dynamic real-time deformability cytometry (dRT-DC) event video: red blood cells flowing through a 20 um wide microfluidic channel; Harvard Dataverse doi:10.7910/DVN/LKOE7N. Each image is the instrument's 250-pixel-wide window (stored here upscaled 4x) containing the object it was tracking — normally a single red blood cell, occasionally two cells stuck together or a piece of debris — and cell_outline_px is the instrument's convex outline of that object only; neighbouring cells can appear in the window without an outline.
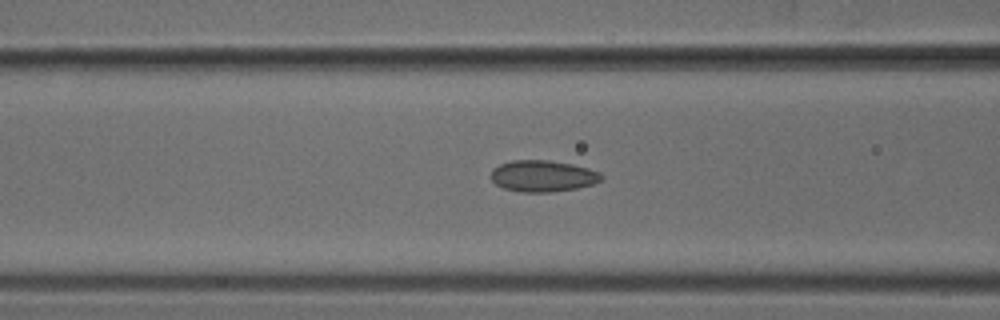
{"species": "common noctule bat (a hibernating species)", "species_latin": "Nyctalus noctula", "temperature_condition": "cold", "stored_images_in_passage": 42, "camera_frame_rate_fps": 3000, "um_per_image_px": 0.085, "animal": {"sex": "male", "body_mass_g": 18.8}, "frame": {"image": 1, "passage_image": 21, "time_ms": 6.667, "image_size_px": [1000, 320], "cell_outline_px": [[604, 176], [600, 180], [592, 184], [576, 188], [552, 192], [524, 192], [504, 188], [496, 184], [492, 180], [492, 168], [500, 164], [512, 160], [548, 160], [572, 164], [588, 168], [600, 172]], "centroid_in_image_um": [46.14, 14.95], "position_along_channel_um": 120.5, "area_um2": 20.11}}
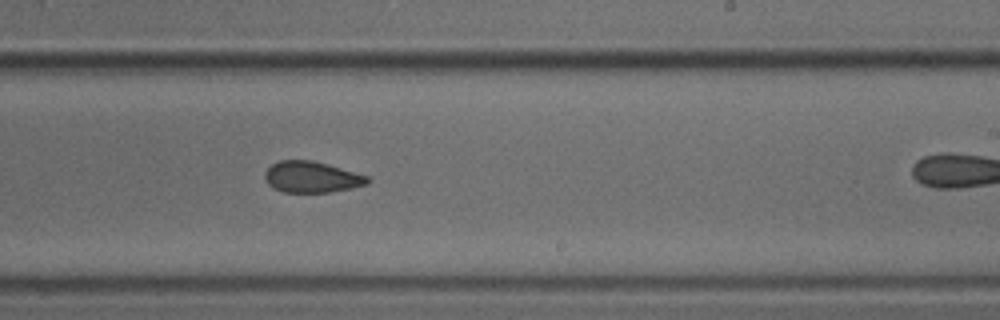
{"frame": {"image": 2, "passage_image": 32, "time_ms": 10.333, "image_size_px": [1000, 320], "cell_outline_px": [[372, 180], [368, 184], [352, 188], [328, 192], [284, 192], [272, 188], [264, 180], [264, 172], [272, 164], [280, 160], [312, 160], [368, 176]], "centroid_in_image_um": [26.47, 15.05], "position_along_channel_um": 262.5, "area_um2": 18.67}}
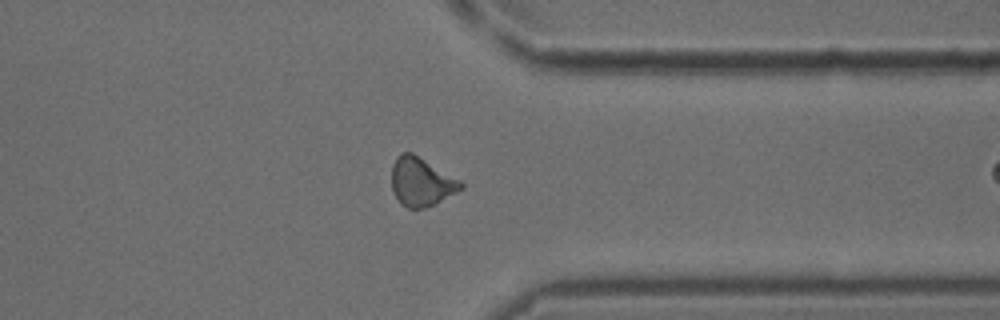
{"frame": {"image": 3, "passage_image": 41, "time_ms": 13.333, "image_size_px": [1000, 320], "cell_outline_px": [[464, 188], [424, 208], [408, 208], [400, 204], [392, 188], [392, 164], [396, 156], [400, 152], [412, 152], [460, 180], [464, 184]], "centroid_in_image_um": [35.78, 15.43], "position_along_channel_um": 375.6, "area_um2": 19.42}}